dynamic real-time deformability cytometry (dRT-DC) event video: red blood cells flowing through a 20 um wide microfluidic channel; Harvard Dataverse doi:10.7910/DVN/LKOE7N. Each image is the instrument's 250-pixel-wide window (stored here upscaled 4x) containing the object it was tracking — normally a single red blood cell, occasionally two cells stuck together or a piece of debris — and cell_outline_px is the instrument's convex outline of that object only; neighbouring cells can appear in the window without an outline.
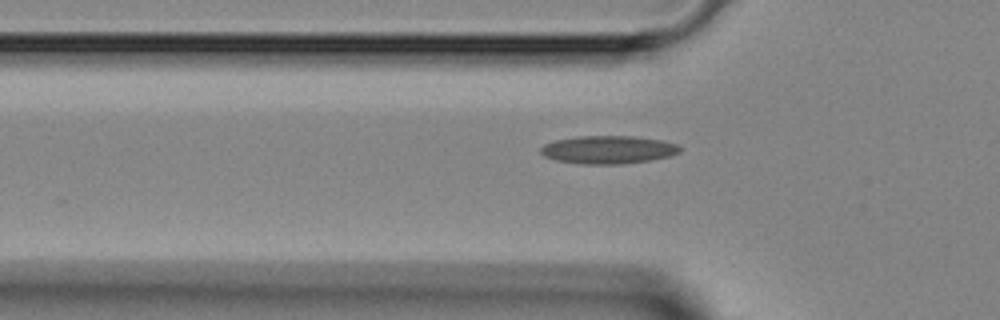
{"species": "Egyptian fruit bat (a non-hibernating species)", "species_latin": "Rousettus aegyptiacus", "temperature_condition": "room temperature", "stored_images_in_passage": 34, "camera_frame_rate_fps": 3000, "um_per_image_px": 0.085, "animal": {"sex": "female"}, "frame": {"image": 1, "passage_image": 6, "time_ms": 1.667, "image_size_px": [1000, 320], "cell_outline_px": [[680, 152], [668, 156], [648, 160], [620, 164], [580, 164], [556, 160], [544, 156], [540, 152], [540, 148], [544, 144], [556, 140], [580, 136], [632, 136], [660, 140], [680, 144]], "centroid_in_image_um": [51.68, 12.72], "position_along_channel_um": 74.1, "area_um2": 22.6}}
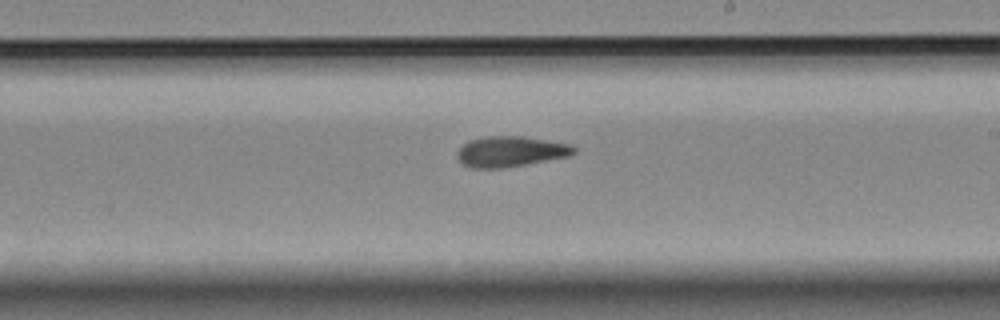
{"frame": {"image": 2, "passage_image": 18, "time_ms": 5.667, "image_size_px": [1000, 320], "cell_outline_px": [[576, 152], [568, 156], [524, 164], [500, 168], [468, 168], [456, 156], [456, 152], [468, 140], [484, 136], [524, 136], [572, 144], [576, 148]], "centroid_in_image_um": [43.38, 12.86], "position_along_channel_um": 245.6, "area_um2": 20.75}}
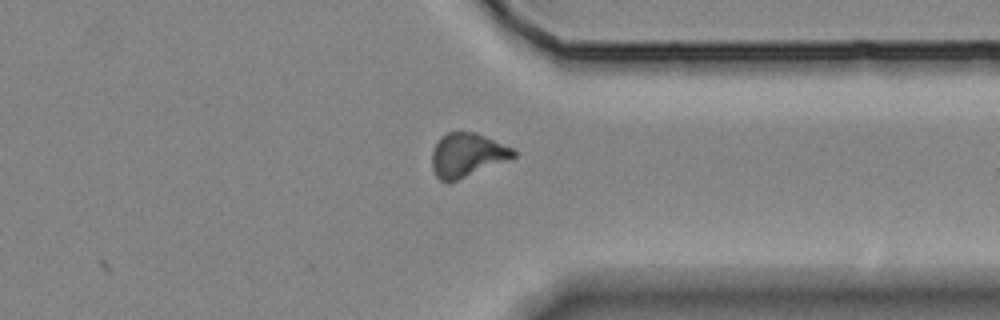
{"frame": {"image": 3, "passage_image": 27, "time_ms": 8.667, "image_size_px": [1000, 320], "cell_outline_px": [[516, 156], [448, 184], [440, 180], [436, 176], [432, 168], [432, 148], [440, 136], [448, 132], [476, 132], [512, 148], [516, 152]], "centroid_in_image_um": [39.64, 13.18], "position_along_channel_um": 371.8, "area_um2": 20.75}}